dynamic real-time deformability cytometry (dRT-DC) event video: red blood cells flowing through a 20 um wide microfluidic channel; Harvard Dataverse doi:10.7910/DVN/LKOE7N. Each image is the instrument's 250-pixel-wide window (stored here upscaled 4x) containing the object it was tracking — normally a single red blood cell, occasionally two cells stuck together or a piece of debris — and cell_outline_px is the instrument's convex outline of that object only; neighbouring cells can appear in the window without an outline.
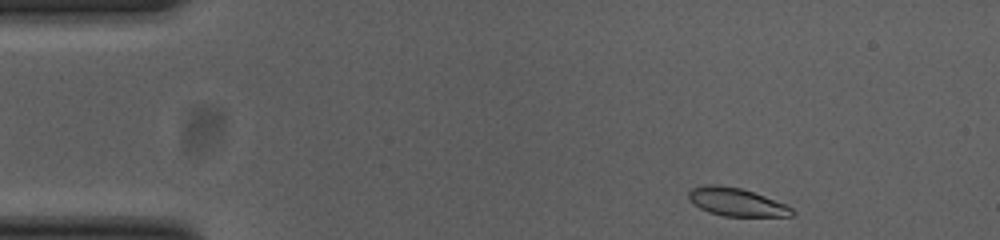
{"species": "common noctule bat (a hibernating species)", "species_latin": "Nyctalus noctula", "temperature_condition": "cold", "stored_images_in_passage": 49, "camera_frame_rate_fps": 3000, "um_per_image_px": 0.085, "animal": {"sex": "female", "body_mass_g": 23.0, "forearm_length_mm": 53.4}, "frame": {"image": 1, "passage_image": 1, "time_ms": 0.0, "image_size_px": [1000, 240], "cell_outline_px": [[796, 212], [792, 216], [724, 216], [708, 212], [700, 208], [688, 196], [688, 192], [692, 188], [704, 184], [716, 184], [740, 188], [764, 196], [784, 204], [792, 208]], "centroid_in_image_um": [62.59, 17.17], "position_along_channel_um": 22.4, "area_um2": 16.7}}
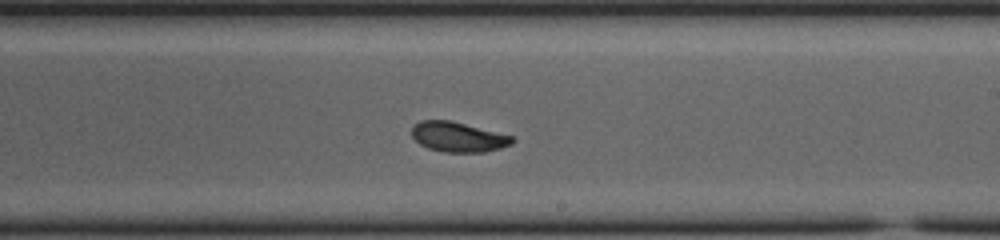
{"frame": {"image": 2, "passage_image": 26, "time_ms": 8.333, "image_size_px": [1000, 240], "cell_outline_px": [[516, 140], [512, 144], [500, 148], [484, 152], [444, 152], [428, 148], [420, 144], [412, 136], [412, 128], [420, 120], [452, 120], [512, 136]], "centroid_in_image_um": [38.95, 11.64], "position_along_channel_um": 250.0, "area_um2": 17.51}}
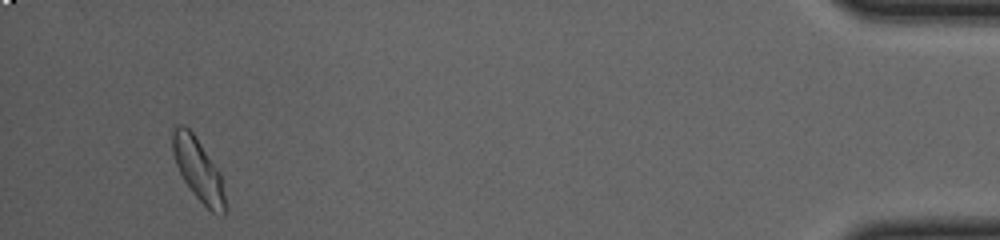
{"frame": {"image": 3, "passage_image": 46, "time_ms": 15.0, "image_size_px": [1000, 240], "cell_outline_px": [[228, 208], [224, 216], [212, 212], [192, 192], [184, 180], [176, 164], [172, 152], [172, 132], [176, 124], [184, 124], [192, 132], [220, 172]], "centroid_in_image_um": [16.87, 14.44], "position_along_channel_um": 418.3, "area_um2": 19.13}, "authors_computed_cell_mechanics": {"area_um2": 17.7446, "velocity_mm_per_s": 3.6776, "shape_relaxation_time_tau1_ms": 4.2208, "shape_relaxation_time_tau2_ms": 3.2818, "deformation_change_tau1": 0.1666, "deformation_change_tau2": 0.0623}}